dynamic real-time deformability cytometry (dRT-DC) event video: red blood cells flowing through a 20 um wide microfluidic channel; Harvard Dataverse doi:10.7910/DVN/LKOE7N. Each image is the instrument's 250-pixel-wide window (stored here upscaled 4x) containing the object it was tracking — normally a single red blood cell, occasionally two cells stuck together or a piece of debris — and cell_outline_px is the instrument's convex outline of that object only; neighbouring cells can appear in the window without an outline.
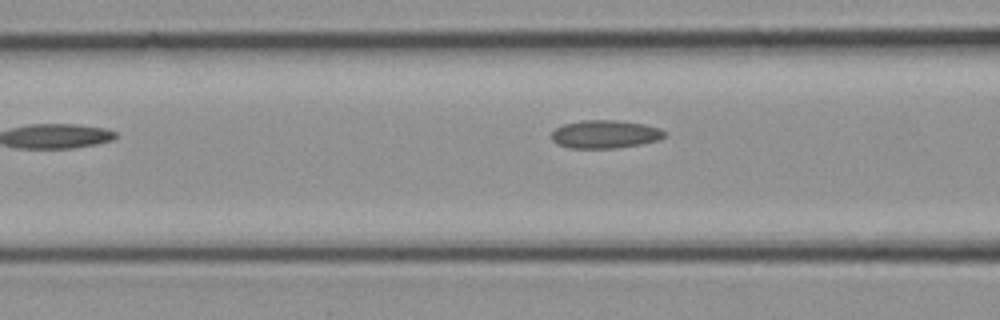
{"species": "common noctule bat (a hibernating species)", "species_latin": "Nyctalus noctula", "temperature_condition": "cold", "stored_images_in_passage": 5, "camera_frame_rate_fps": 3000, "um_per_image_px": 0.085, "animal": {"sex": "female", "body_mass_g": 21.9}, "frame": {"image": 1, "passage_image": 5, "time_ms": 1.333, "image_size_px": [1000, 320], "cell_outline_px": [[668, 132], [660, 140], [640, 144], [616, 148], [568, 148], [556, 144], [552, 140], [552, 132], [556, 128], [564, 124], [584, 120], [616, 120], [644, 124], [660, 128]], "centroid_in_image_um": [51.45, 11.41], "position_along_channel_um": 115.2, "area_um2": 18.61}}